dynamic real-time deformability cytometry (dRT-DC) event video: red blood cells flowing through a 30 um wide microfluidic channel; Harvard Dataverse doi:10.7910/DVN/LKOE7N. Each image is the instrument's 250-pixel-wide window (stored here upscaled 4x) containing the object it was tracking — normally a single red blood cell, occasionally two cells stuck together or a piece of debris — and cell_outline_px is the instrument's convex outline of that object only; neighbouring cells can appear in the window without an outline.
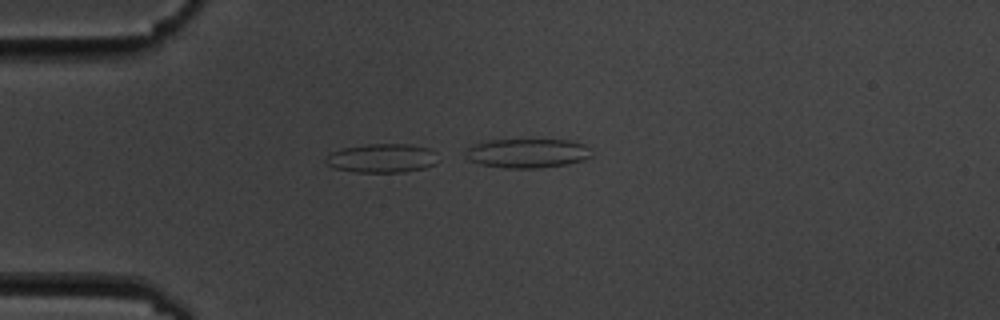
{"species": "common noctule bat (a hibernating species)", "species_latin": "Nyctalus noctula", "temperature_condition": "cold", "stored_images_in_passage": 6, "camera_frame_rate_fps": 3000, "um_per_image_px": 0.085, "animal": {"sex": "male", "body_mass_g": 19.5, "forearm_length_mm": 54.6}, "frame": {"image": 1, "passage_image": 4, "time_ms": 3.333, "image_size_px": [1000, 320], "cell_outline_px": [[440, 160], [436, 164], [424, 168], [404, 172], [356, 172], [332, 168], [324, 164], [324, 160], [328, 152], [344, 148], [368, 144], [412, 144], [428, 148]], "centroid_in_image_um": [32.42, 13.45], "position_along_channel_um": 52.6, "area_um2": 19.19}}